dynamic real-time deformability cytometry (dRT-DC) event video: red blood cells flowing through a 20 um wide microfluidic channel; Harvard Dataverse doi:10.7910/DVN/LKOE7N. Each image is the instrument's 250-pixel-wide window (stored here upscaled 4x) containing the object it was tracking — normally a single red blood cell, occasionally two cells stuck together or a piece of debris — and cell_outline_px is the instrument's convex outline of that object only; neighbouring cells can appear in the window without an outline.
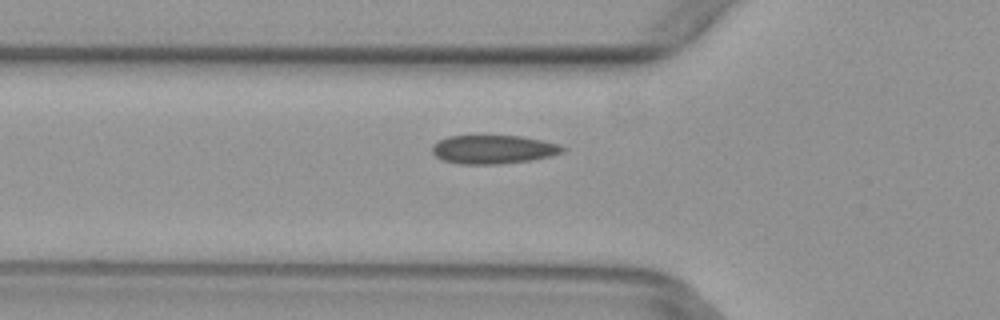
{"species": "common noctule bat (a hibernating species)", "species_latin": "Nyctalus noctula", "temperature_condition": "warm", "stored_images_in_passage": 3, "camera_frame_rate_fps": 3000, "um_per_image_px": 0.085, "animal": {"sex": "female", "body_mass_g": 29.2, "forearm_length_mm": 56.3}, "frame": {"image": 1, "passage_image": 3, "time_ms": 0.667, "image_size_px": [1000, 320], "cell_outline_px": [[568, 148], [564, 152], [552, 156], [532, 160], [500, 164], [460, 164], [444, 160], [436, 156], [432, 152], [432, 144], [448, 136], [524, 136], [544, 140], [560, 144]], "centroid_in_image_um": [42.0, 12.7], "position_along_channel_um": 83.8, "area_um2": 22.02}}